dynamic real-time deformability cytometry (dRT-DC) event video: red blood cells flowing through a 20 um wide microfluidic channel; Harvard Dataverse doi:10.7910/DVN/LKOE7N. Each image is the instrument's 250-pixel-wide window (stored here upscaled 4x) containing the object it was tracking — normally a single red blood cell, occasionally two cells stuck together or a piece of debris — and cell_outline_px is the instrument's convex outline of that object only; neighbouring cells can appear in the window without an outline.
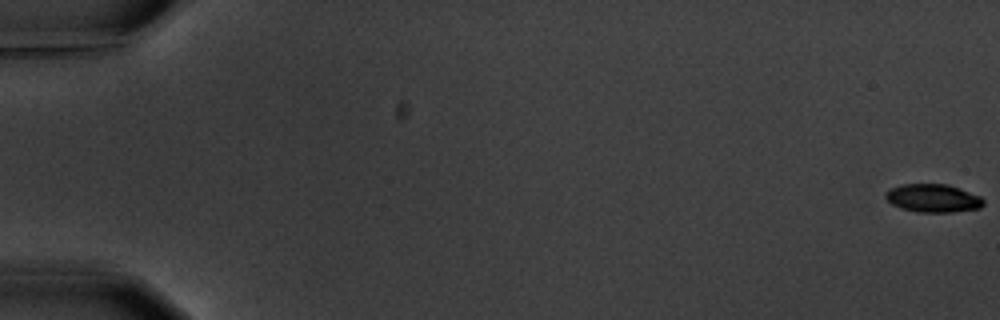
{"species": "common noctule bat (a hibernating species)", "species_latin": "Nyctalus noctula", "temperature_condition": "warm", "stored_images_in_passage": 5, "camera_frame_rate_fps": 3000, "um_per_image_px": 0.085, "animal": {"sex": "male", "body_mass_g": 20.1, "forearm_length_mm": 53.5}, "frame": {"image": 1, "passage_image": 1, "time_ms": 0.0, "image_size_px": [1000, 320], "cell_outline_px": [[984, 204], [980, 208], [952, 212], [916, 212], [900, 208], [892, 204], [884, 196], [884, 192], [888, 188], [904, 184], [948, 184], [960, 188], [980, 196], [984, 200]], "centroid_in_image_um": [79.28, 16.84], "position_along_channel_um": 5.7, "area_um2": 16.24}}
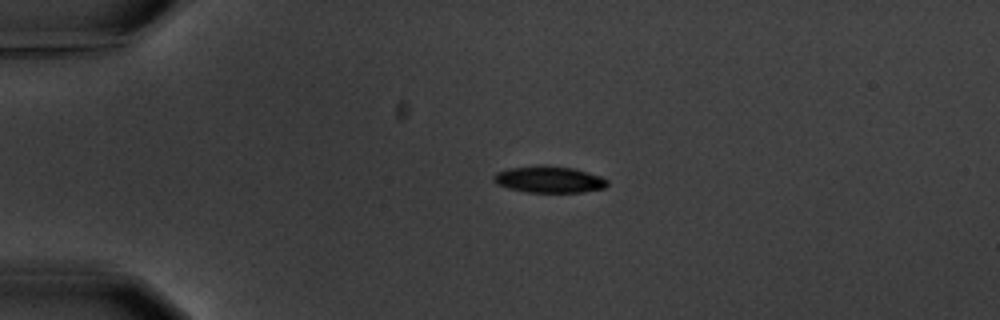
{"frame": {"image": 2, "passage_image": 4, "time_ms": 4.667, "image_size_px": [1000, 320], "cell_outline_px": [[608, 184], [604, 188], [584, 192], [528, 192], [508, 188], [496, 184], [492, 180], [492, 176], [496, 172], [508, 168], [540, 164], [572, 168], [588, 172], [600, 176], [608, 180]], "centroid_in_image_um": [46.63, 15.24], "position_along_channel_um": 38.4, "area_um2": 17.8}}